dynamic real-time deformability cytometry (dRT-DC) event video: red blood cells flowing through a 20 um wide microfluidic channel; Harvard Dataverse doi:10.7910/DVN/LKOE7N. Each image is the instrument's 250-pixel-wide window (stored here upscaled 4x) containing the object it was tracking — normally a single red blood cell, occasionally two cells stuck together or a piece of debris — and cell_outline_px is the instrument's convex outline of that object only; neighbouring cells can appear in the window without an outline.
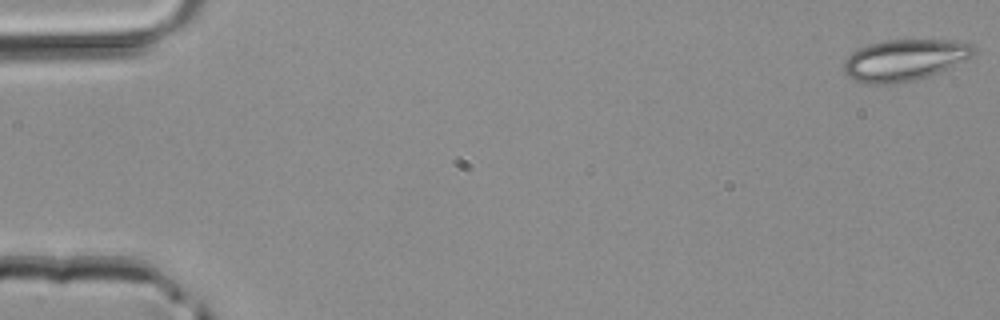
{"species": "common noctule bat (a hibernating species)", "species_latin": "Nyctalus noctula", "temperature_condition": "room temperature", "stored_images_in_passage": 46, "camera_frame_rate_fps": 3000, "um_per_image_px": 0.085, "animal": {"sex": "male", "body_mass_g": 20.4}, "frame": {"image": 1, "passage_image": 1, "time_ms": 0.0, "image_size_px": [1000, 320], "cell_outline_px": [[976, 48], [972, 56], [968, 60], [928, 76], [896, 84], [868, 84], [852, 80], [844, 72], [844, 60], [852, 52], [868, 44], [888, 40], [948, 40], [968, 44]], "centroid_in_image_um": [76.85, 5.11], "position_along_channel_um": 8.1, "area_um2": 31.27}}
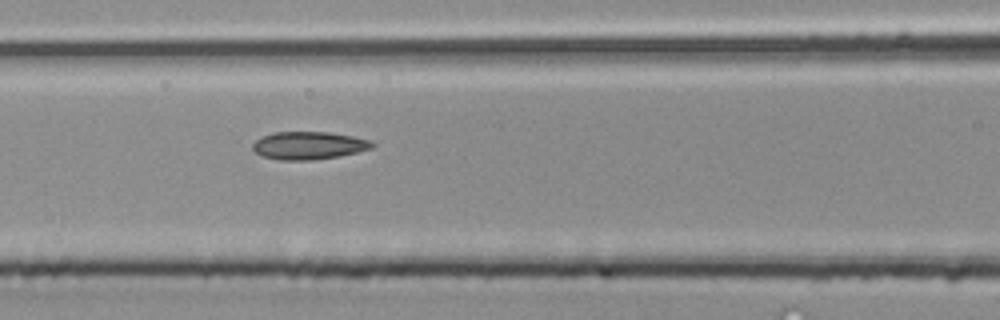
{"frame": {"image": 2, "passage_image": 20, "time_ms": 6.333, "image_size_px": [1000, 320], "cell_outline_px": [[376, 144], [372, 148], [340, 156], [312, 160], [276, 160], [264, 156], [256, 152], [252, 148], [252, 144], [260, 136], [272, 132], [328, 132], [352, 136], [372, 140]], "centroid_in_image_um": [26.24, 12.36], "position_along_channel_um": 140.4, "area_um2": 19.48}}
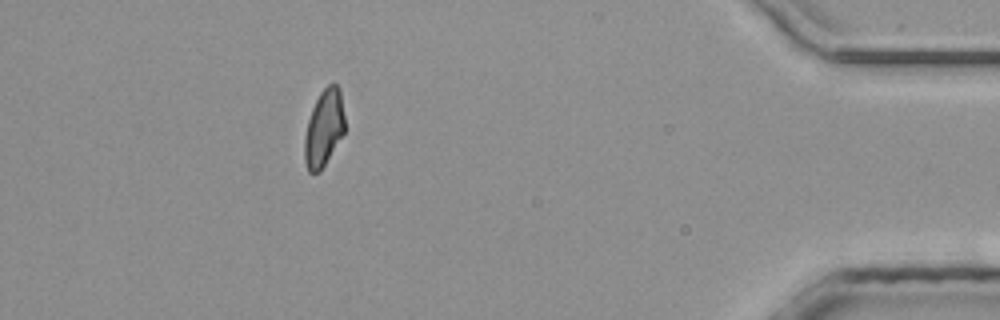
{"frame": {"image": 3, "passage_image": 41, "time_ms": 13.333, "image_size_px": [1000, 320], "cell_outline_px": [[344, 132], [320, 172], [312, 176], [308, 172], [304, 160], [304, 136], [308, 120], [312, 108], [320, 92], [332, 80], [340, 88], [344, 116]], "centroid_in_image_um": [27.51, 10.9], "position_along_channel_um": 407.7, "area_um2": 18.21}}